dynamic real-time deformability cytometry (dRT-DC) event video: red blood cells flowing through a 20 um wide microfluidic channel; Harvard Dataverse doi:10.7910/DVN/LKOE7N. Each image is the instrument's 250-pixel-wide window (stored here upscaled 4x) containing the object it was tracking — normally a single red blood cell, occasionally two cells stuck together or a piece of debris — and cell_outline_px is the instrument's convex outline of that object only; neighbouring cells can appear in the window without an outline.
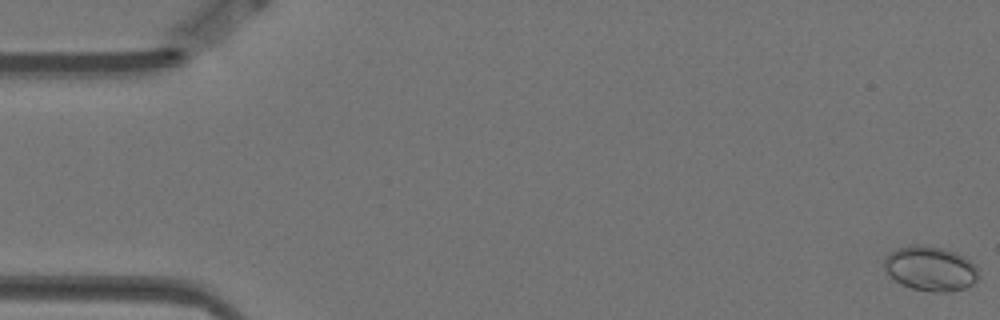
{"species": "Egyptian fruit bat (a non-hibernating species)", "species_latin": "Rousettus aegyptiacus", "temperature_condition": "warm", "stored_images_in_passage": 58, "camera_frame_rate_fps": 3000, "um_per_image_px": 0.085, "animal": {"sex": "female"}, "frame": {"image": 1, "passage_image": 1, "time_ms": 0.0, "image_size_px": [1000, 320], "cell_outline_px": [[976, 280], [972, 284], [964, 288], [952, 292], [932, 292], [912, 288], [900, 284], [884, 268], [884, 260], [892, 252], [900, 248], [912, 244], [916, 244], [944, 248], [956, 252], [976, 264]], "centroid_in_image_um": [79.1, 22.83], "position_along_channel_um": 5.9, "area_um2": 24.28}}
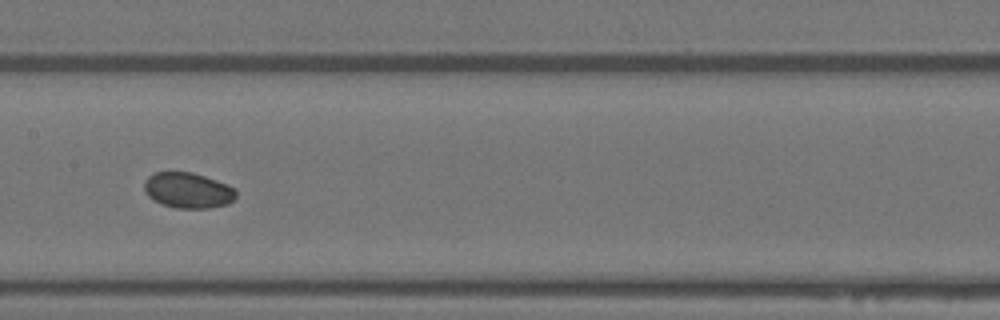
{"frame": {"image": 2, "passage_image": 29, "time_ms": 9.333, "image_size_px": [1000, 320], "cell_outline_px": [[236, 196], [228, 204], [208, 208], [176, 208], [160, 204], [152, 200], [144, 192], [144, 180], [148, 176], [156, 172], [192, 172], [216, 180], [236, 188]], "centroid_in_image_um": [15.94, 16.18], "position_along_channel_um": 191.5, "area_um2": 19.19}}
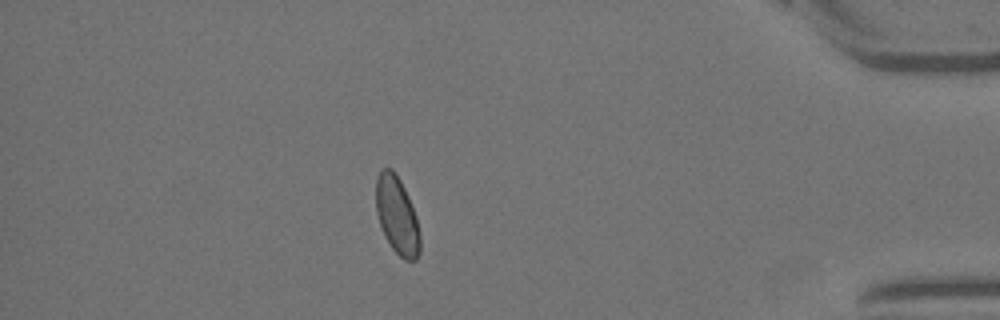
{"frame": {"image": 3, "passage_image": 51, "time_ms": 16.667, "image_size_px": [1000, 320], "cell_outline_px": [[420, 252], [416, 260], [404, 260], [392, 248], [384, 236], [376, 212], [376, 180], [380, 172], [384, 168], [392, 168], [396, 172], [408, 196], [416, 216], [420, 236]], "centroid_in_image_um": [33.75, 18.32], "position_along_channel_um": 401.5, "area_um2": 19.88}, "authors_computed_cell_mechanics": {"area_um2": 19.7676, "velocity_mm_per_s": 3.4967, "shape_relaxation_time_tau1_ms": 4.7793, "shape_relaxation_time_tau2_ms": null, "deformation_change_tau1": 0.06, "deformation_change_tau2": null}}